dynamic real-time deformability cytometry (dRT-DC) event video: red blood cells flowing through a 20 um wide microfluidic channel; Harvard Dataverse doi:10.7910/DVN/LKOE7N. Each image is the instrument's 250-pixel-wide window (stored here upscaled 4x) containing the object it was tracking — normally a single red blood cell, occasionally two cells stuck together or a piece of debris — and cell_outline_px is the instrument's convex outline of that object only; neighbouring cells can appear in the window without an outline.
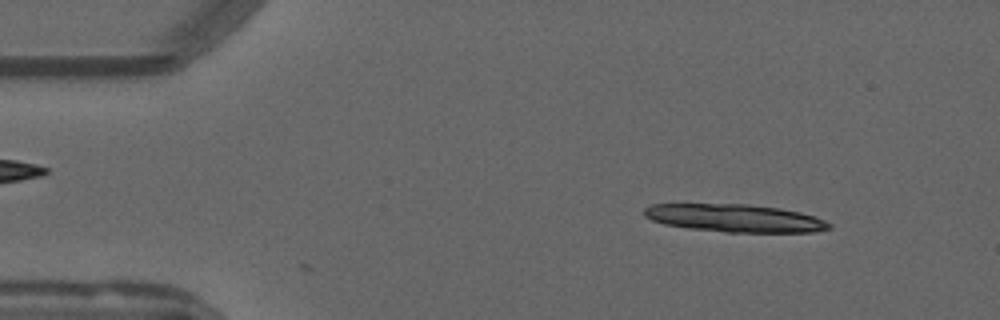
{"species": "common noctule bat (a hibernating species)", "species_latin": "Nyctalus noctula", "temperature_condition": "warm", "stored_images_in_passage": 5, "camera_frame_rate_fps": 3000, "um_per_image_px": 0.085, "animal": {"sex": "male", "forearm_length_mm": 52.5}, "frame": {"image": 1, "passage_image": 5, "time_ms": 1.333, "image_size_px": [1000, 320], "cell_outline_px": [[832, 228], [812, 232], [724, 232], [688, 228], [664, 224], [652, 220], [644, 216], [644, 208], [652, 204], [748, 204], [780, 208], [800, 212], [816, 216], [832, 224]], "centroid_in_image_um": [62.48, 18.54], "position_along_channel_um": 22.5, "area_um2": 30.06}}